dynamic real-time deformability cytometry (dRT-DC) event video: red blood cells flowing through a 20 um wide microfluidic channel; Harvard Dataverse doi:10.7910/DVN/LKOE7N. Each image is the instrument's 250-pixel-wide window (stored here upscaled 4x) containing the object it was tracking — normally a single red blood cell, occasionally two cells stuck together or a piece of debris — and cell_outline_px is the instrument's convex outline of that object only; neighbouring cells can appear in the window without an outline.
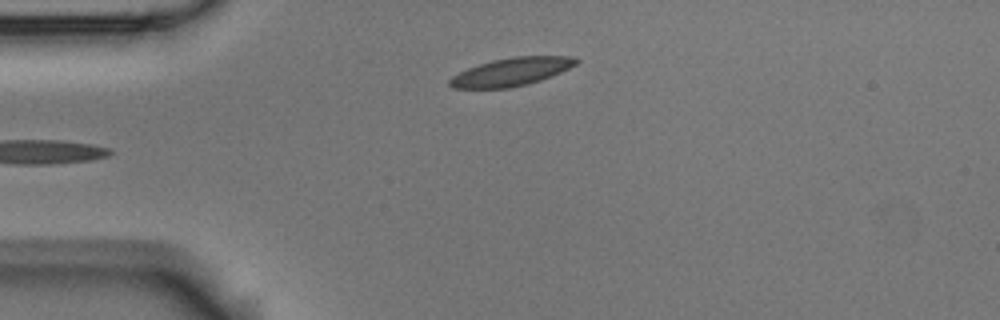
{"species": "Egyptian fruit bat (a non-hibernating species)", "species_latin": "Rousettus aegyptiacus", "temperature_condition": "room temperature", "stored_images_in_passage": 5, "camera_frame_rate_fps": 3000, "um_per_image_px": 0.085, "animal": {"sex": "male"}, "frame": {"image": 1, "passage_image": 5, "time_ms": 1.333, "image_size_px": [1000, 320], "cell_outline_px": [[580, 60], [576, 64], [560, 72], [540, 80], [528, 84], [508, 88], [452, 88], [448, 84], [448, 80], [452, 76], [468, 68], [492, 60], [512, 56], [572, 56]], "centroid_in_image_um": [43.45, 6.1], "position_along_channel_um": 41.6, "area_um2": 20.58}}